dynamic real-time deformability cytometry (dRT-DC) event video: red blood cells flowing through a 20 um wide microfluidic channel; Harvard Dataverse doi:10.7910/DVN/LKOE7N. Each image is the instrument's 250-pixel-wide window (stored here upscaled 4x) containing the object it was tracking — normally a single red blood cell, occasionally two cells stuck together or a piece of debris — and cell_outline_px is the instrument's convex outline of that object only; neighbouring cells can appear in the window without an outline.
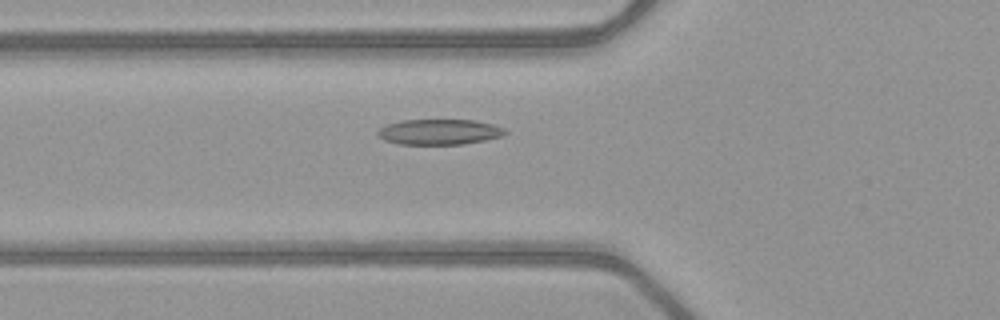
{"species": "common noctule bat (a hibernating species)", "species_latin": "Nyctalus noctula", "temperature_condition": "warm", "stored_images_in_passage": 50, "camera_frame_rate_fps": 3000, "um_per_image_px": 0.085, "animal": {"sex": "female", "body_mass_g": 21.9}, "frame": {"image": 1, "passage_image": 17, "time_ms": 5.333, "image_size_px": [1000, 320], "cell_outline_px": [[508, 132], [504, 136], [464, 144], [400, 144], [384, 140], [376, 132], [380, 128], [388, 124], [404, 120], [476, 120], [492, 124], [504, 128]], "centroid_in_image_um": [37.38, 11.21], "position_along_channel_um": 88.4, "area_um2": 18.84}}
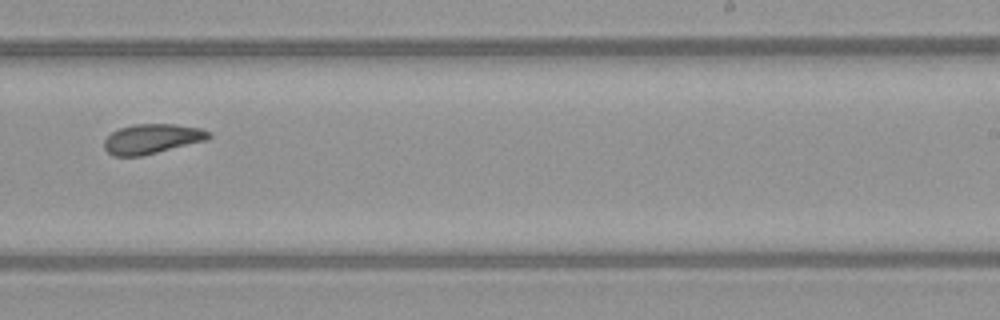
{"frame": {"image": 2, "passage_image": 31, "time_ms": 10.0, "image_size_px": [1000, 320], "cell_outline_px": [[212, 136], [208, 140], [140, 156], [112, 156], [104, 148], [104, 140], [112, 132], [120, 128], [136, 124], [176, 124], [200, 128], [212, 132]], "centroid_in_image_um": [12.95, 11.8], "position_along_channel_um": 276.1, "area_um2": 18.15}}
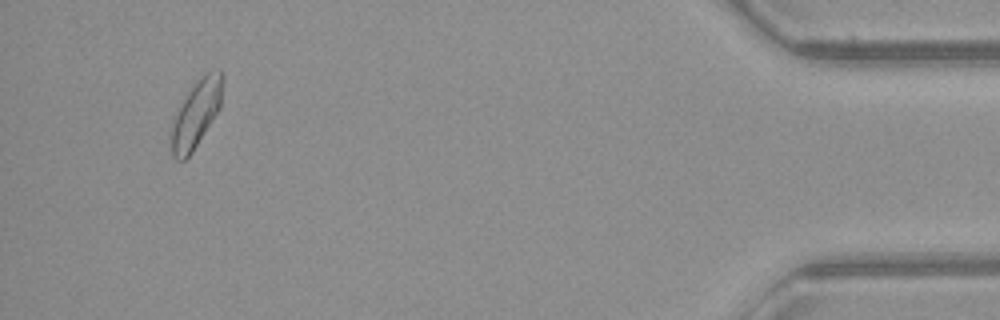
{"frame": {"image": 3, "passage_image": 47, "time_ms": 15.333, "image_size_px": [1000, 320], "cell_outline_px": [[224, 80], [220, 108], [192, 152], [184, 160], [176, 160], [172, 156], [168, 132], [180, 104], [196, 80], [208, 72], [216, 68], [220, 68], [224, 76]], "centroid_in_image_um": [16.66, 9.66], "position_along_channel_um": 418.5, "area_um2": 20.46}, "authors_computed_cell_mechanics": {"area_um2": 18.8717, "velocity_mm_per_s": 4.0131, "shape_relaxation_time_tau1_ms": 4.9009, "shape_relaxation_time_tau2_ms": 3.6206, "deformation_change_tau1": 0.1295, "deformation_change_tau2": 0.1111}}